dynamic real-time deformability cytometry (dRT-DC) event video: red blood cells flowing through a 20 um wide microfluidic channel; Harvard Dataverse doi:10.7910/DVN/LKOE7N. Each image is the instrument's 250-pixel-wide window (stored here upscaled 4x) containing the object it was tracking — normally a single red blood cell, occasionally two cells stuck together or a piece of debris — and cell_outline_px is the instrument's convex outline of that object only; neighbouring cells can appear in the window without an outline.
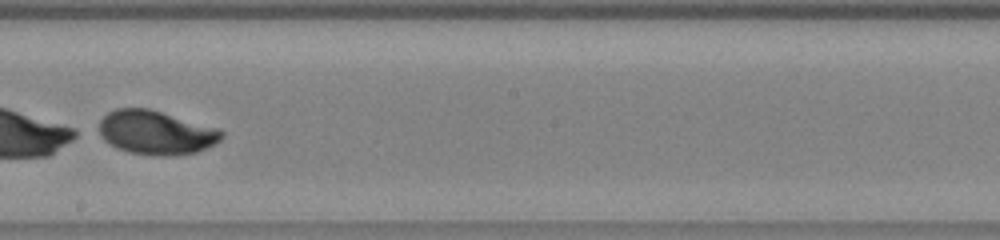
{"species": "human", "species_latin": "Homo sapiens", "temperature_condition": "warm", "stored_images_in_passage": 38, "segment_of_instrument_passage": [2, 2], "camera_frame_rate_fps": 3000, "um_per_image_px": 0.085, "donor": {"sex": "male"}, "frame": {"image": 1, "passage_image": 21, "time_ms": 6.667, "image_size_px": [1000, 240], "cell_outline_px": [[224, 136], [220, 140], [196, 152], [176, 156], [160, 156], [128, 152], [116, 148], [104, 140], [100, 136], [100, 120], [108, 112], [116, 108], [148, 108], [220, 128], [224, 132]], "centroid_in_image_um": [13.27, 11.26], "position_along_channel_um": 234.9, "area_um2": 31.5}}